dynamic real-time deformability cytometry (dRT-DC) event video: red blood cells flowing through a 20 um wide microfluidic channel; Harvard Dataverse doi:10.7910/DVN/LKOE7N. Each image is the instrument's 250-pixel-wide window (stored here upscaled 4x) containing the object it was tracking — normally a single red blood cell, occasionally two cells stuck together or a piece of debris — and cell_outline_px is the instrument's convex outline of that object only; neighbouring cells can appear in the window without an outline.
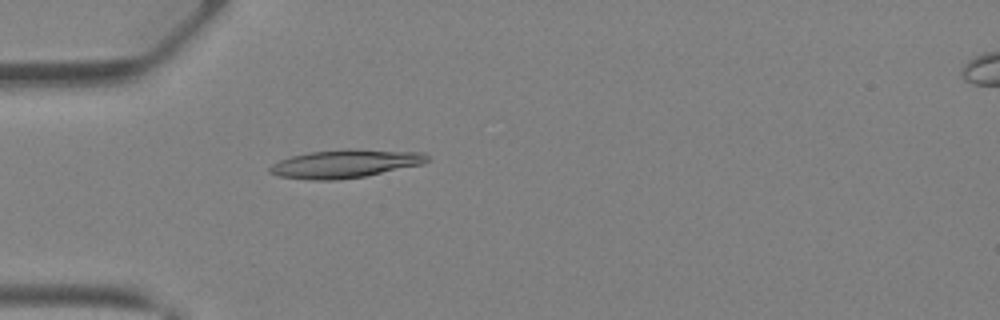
{"species": "Egyptian fruit bat (a non-hibernating species)", "species_latin": "Rousettus aegyptiacus", "temperature_condition": "warm", "stored_images_in_passage": 17, "camera_frame_rate_fps": 3000, "um_per_image_px": 0.085, "animal": {"sex": "female"}, "frame": {"image": 1, "passage_image": 1, "time_ms": 0.0, "image_size_px": [1000, 320], "cell_outline_px": [[432, 160], [424, 164], [364, 176], [340, 180], [312, 180], [280, 176], [268, 172], [268, 168], [272, 164], [280, 160], [292, 156], [312, 152], [348, 148], [352, 148], [424, 152]], "centroid_in_image_um": [29.4, 13.9], "position_along_channel_um": 55.6, "area_um2": 26.13}}
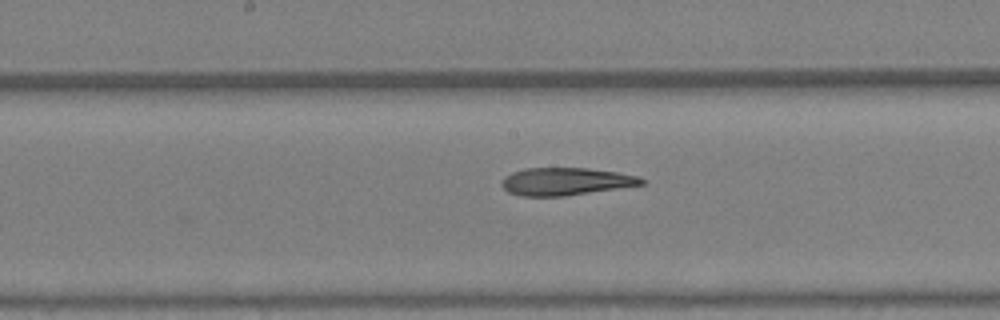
{"frame": {"image": 2, "passage_image": 10, "time_ms": 3.0, "image_size_px": [1000, 320], "cell_outline_px": [[644, 184], [564, 196], [520, 196], [508, 192], [500, 184], [500, 180], [504, 176], [512, 172], [524, 168], [588, 168], [616, 172], [640, 176], [644, 180]], "centroid_in_image_um": [48.03, 15.42], "position_along_channel_um": 200.2, "area_um2": 22.48}}
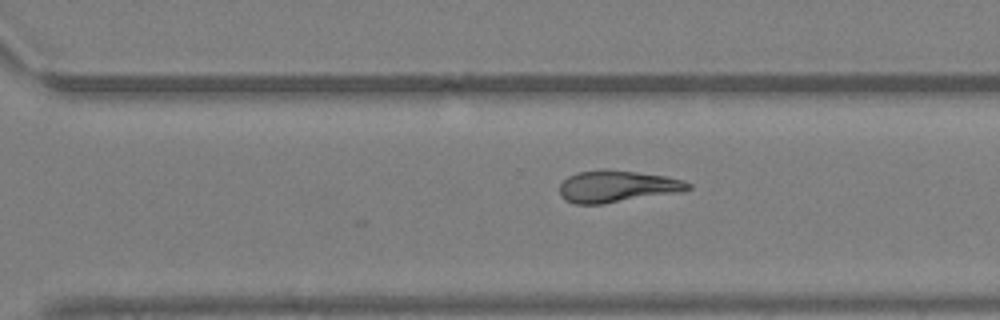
{"frame": {"image": 3, "passage_image": 17, "time_ms": 5.333, "image_size_px": [1000, 320], "cell_outline_px": [[692, 188], [684, 192], [604, 204], [576, 204], [564, 200], [560, 196], [560, 184], [568, 176], [580, 172], [636, 172], [664, 176], [684, 180], [692, 184]], "centroid_in_image_um": [52.52, 15.9], "position_along_channel_um": 318.1, "area_um2": 23.41}}